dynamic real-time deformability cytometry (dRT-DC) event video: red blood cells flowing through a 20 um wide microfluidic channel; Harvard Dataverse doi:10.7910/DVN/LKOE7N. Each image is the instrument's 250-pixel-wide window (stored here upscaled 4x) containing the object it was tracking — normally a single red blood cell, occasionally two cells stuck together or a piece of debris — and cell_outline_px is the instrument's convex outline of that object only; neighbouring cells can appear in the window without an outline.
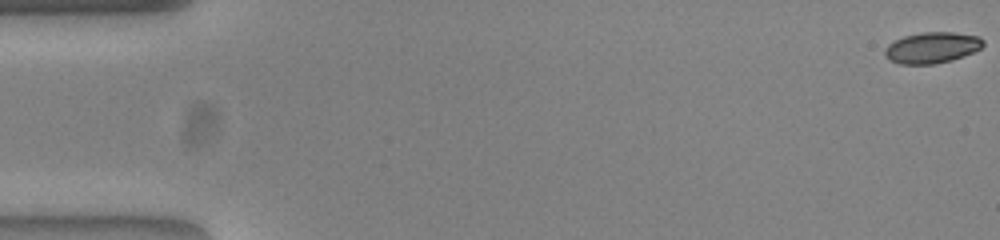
{"species": "common noctule bat (a hibernating species)", "species_latin": "Nyctalus noctula", "temperature_condition": "warm", "stored_images_in_passage": 54, "camera_frame_rate_fps": 3000, "um_per_image_px": 0.085, "animal": {"sex": "female", "body_mass_g": 23.0, "forearm_length_mm": 53.4}, "frame": {"image": 1, "passage_image": 1, "time_ms": 0.0, "image_size_px": [1000, 240], "cell_outline_px": [[984, 44], [980, 48], [972, 52], [952, 60], [932, 64], [900, 64], [888, 60], [884, 56], [884, 48], [888, 44], [904, 36], [924, 32], [952, 32], [980, 36], [984, 40]], "centroid_in_image_um": [79.19, 4.05], "position_along_channel_um": 5.8, "area_um2": 17.8}}
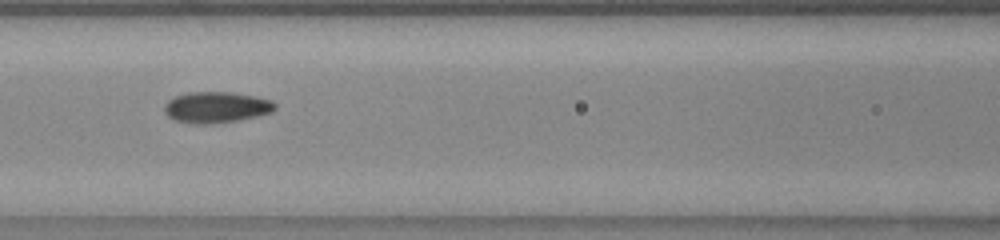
{"frame": {"image": 2, "passage_image": 24, "time_ms": 7.667, "image_size_px": [1000, 240], "cell_outline_px": [[276, 108], [272, 112], [256, 116], [236, 120], [204, 124], [192, 124], [176, 120], [168, 116], [164, 112], [164, 104], [168, 100], [176, 96], [188, 92], [232, 92], [256, 96], [272, 100], [276, 104]], "centroid_in_image_um": [18.38, 9.1], "position_along_channel_um": 148.2, "area_um2": 20.0}}
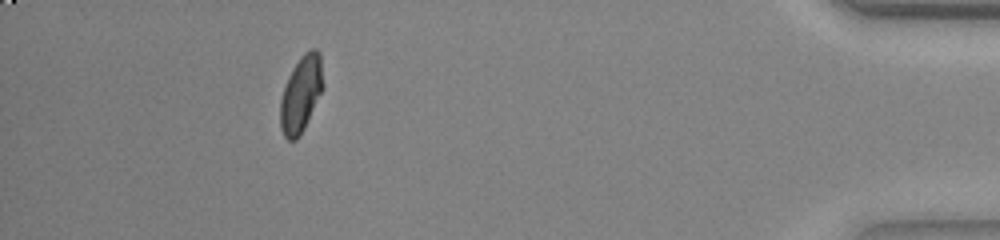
{"frame": {"image": 3, "passage_image": 49, "time_ms": 16.0, "image_size_px": [1000, 240], "cell_outline_px": [[324, 88], [304, 128], [296, 140], [288, 140], [284, 136], [280, 128], [280, 100], [288, 76], [292, 68], [300, 56], [304, 52], [312, 48], [316, 48], [320, 52], [324, 84]], "centroid_in_image_um": [25.6, 7.96], "position_along_channel_um": 409.6, "area_um2": 19.25}, "authors_computed_cell_mechanics": {"area_um2": 18.9006, "velocity_mm_per_s": 3.8688, "shape_relaxation_time_tau1_ms": 8.263, "shape_relaxation_time_tau2_ms": 1.1739, "deformation_change_tau1": 0.2145, "deformation_change_tau2": 0.0408}}